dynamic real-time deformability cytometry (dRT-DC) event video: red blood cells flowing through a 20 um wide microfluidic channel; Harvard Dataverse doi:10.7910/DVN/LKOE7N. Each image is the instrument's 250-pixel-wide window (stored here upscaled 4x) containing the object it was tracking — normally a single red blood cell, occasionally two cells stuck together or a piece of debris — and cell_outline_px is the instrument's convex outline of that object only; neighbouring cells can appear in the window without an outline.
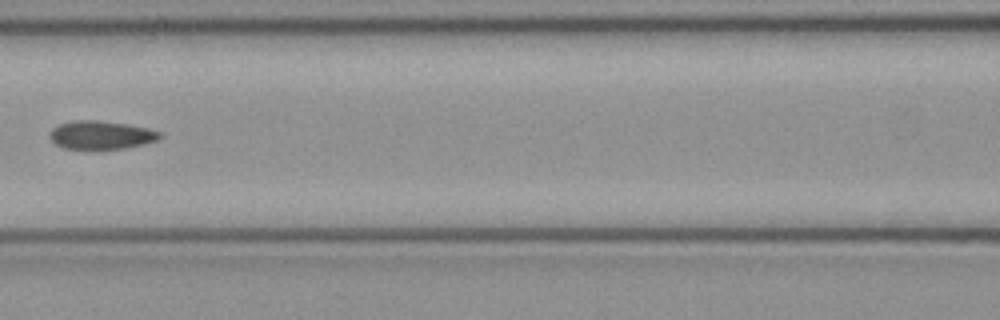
{"species": "common noctule bat (a hibernating species)", "species_latin": "Nyctalus noctula", "temperature_condition": "cold", "stored_images_in_passage": 6, "camera_frame_rate_fps": 3000, "um_per_image_px": 0.085, "animal": {"sex": "female", "body_mass_g": 21.9}, "frame": {"image": 1, "passage_image": 6, "time_ms": 1.667, "image_size_px": [1000, 320], "cell_outline_px": [[164, 136], [156, 140], [144, 144], [124, 148], [64, 148], [56, 144], [48, 136], [48, 132], [52, 128], [60, 124], [72, 120], [96, 120], [128, 124], [148, 128], [160, 132]], "centroid_in_image_um": [8.58, 11.46], "position_along_channel_um": 158.0, "area_um2": 18.09}}